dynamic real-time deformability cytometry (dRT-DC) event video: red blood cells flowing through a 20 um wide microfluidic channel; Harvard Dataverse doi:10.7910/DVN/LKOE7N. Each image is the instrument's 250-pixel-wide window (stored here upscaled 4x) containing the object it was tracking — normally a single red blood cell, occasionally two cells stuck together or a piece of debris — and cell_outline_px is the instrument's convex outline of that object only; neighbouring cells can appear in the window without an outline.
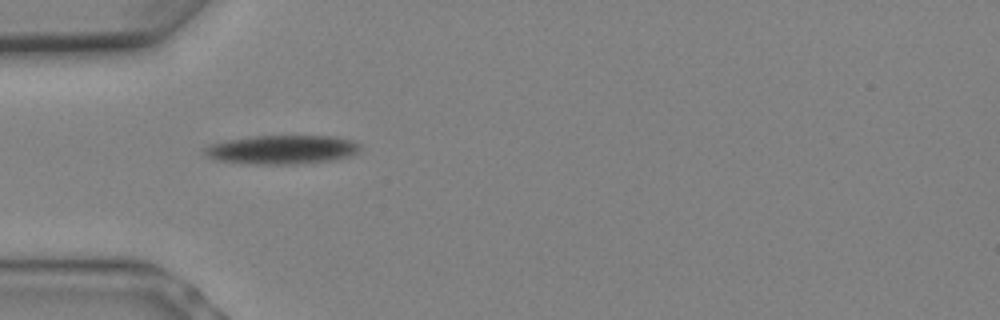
{"species": "Egyptian fruit bat (a non-hibernating species)", "species_latin": "Rousettus aegyptiacus", "temperature_condition": "warm", "stored_images_in_passage": 5, "camera_frame_rate_fps": 3000, "um_per_image_px": 0.085, "animal": {"sex": "female"}, "frame": {"image": 1, "passage_image": 1, "time_ms": 0.0, "image_size_px": [1000, 320], "cell_outline_px": [[360, 148], [356, 152], [348, 156], [336, 160], [296, 164], [240, 164], [216, 160], [204, 156], [200, 148], [208, 144], [228, 140], [256, 136], [336, 136], [352, 140], [360, 144]], "centroid_in_image_um": [23.89, 12.73], "position_along_channel_um": 61.1, "area_um2": 26.65}}
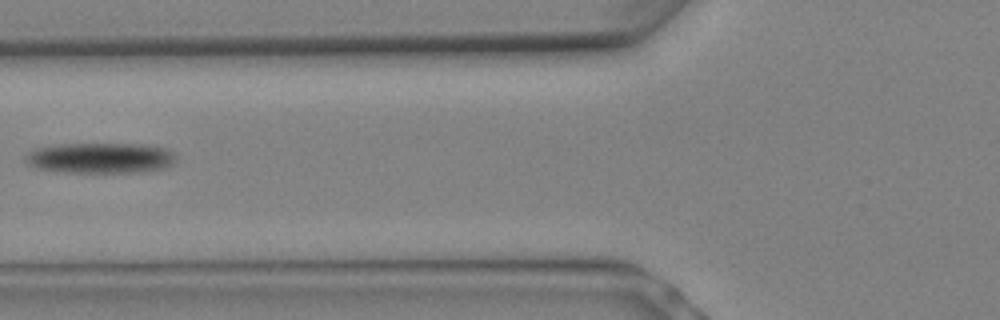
{"frame": {"image": 2, "passage_image": 3, "time_ms": 0.667, "image_size_px": [1000, 320], "cell_outline_px": [[176, 164], [164, 168], [136, 172], [64, 172], [36, 168], [28, 164], [24, 160], [24, 156], [32, 148], [52, 144], [148, 144], [168, 148], [176, 156]], "centroid_in_image_um": [8.53, 13.41], "position_along_channel_um": 117.3, "area_um2": 27.28}}